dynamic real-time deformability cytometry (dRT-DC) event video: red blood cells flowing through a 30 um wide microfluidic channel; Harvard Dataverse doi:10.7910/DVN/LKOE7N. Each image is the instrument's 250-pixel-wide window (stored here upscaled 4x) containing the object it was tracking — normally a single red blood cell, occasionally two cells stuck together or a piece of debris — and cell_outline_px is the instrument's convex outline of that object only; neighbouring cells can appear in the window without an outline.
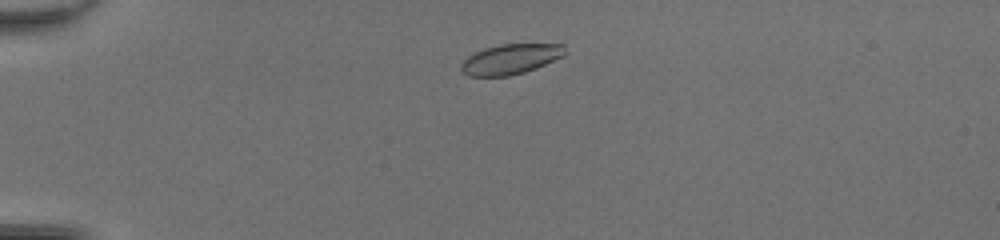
{"species": "common noctule bat (a hibernating species)", "species_latin": "Nyctalus noctula", "temperature_condition": "room temperature", "stored_images_in_passage": 42, "camera_frame_rate_fps": 3000, "um_per_image_px": 0.085, "animal": {"sex": "female", "body_mass_g": 20.0, "forearm_length_mm": 54.0}, "frame": {"image": 1, "passage_image": 6, "time_ms": 1.667, "image_size_px": [1000, 240], "cell_outline_px": [[568, 52], [564, 56], [536, 68], [524, 72], [508, 76], [468, 76], [460, 72], [460, 64], [468, 56], [484, 48], [500, 44], [564, 44]], "centroid_in_image_um": [43.4, 5.03], "position_along_channel_um": 41.6, "area_um2": 18.44}}
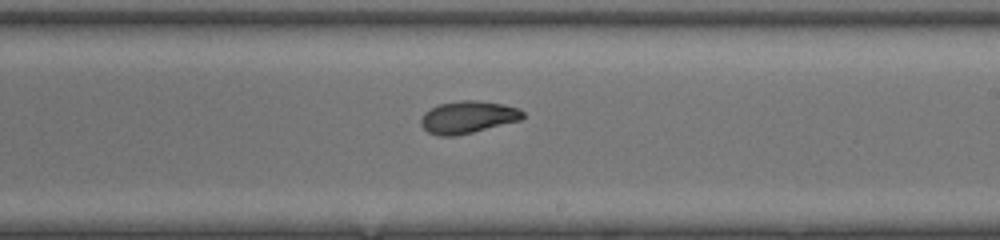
{"frame": {"image": 2, "passage_image": 24, "time_ms": 7.667, "image_size_px": [1000, 240], "cell_outline_px": [[524, 116], [520, 120], [456, 136], [440, 136], [428, 132], [420, 124], [420, 120], [424, 112], [440, 104], [460, 100], [476, 100], [504, 104], [520, 108], [524, 112]], "centroid_in_image_um": [39.77, 9.95], "position_along_channel_um": 249.2, "area_um2": 19.13}}
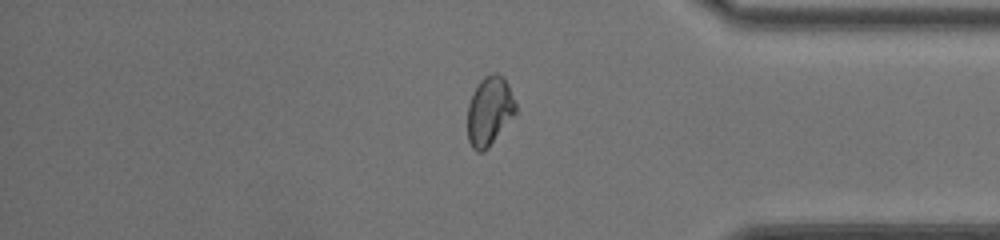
{"frame": {"image": 3, "passage_image": 35, "time_ms": 11.333, "image_size_px": [1000, 240], "cell_outline_px": [[516, 112], [488, 148], [484, 152], [476, 152], [472, 148], [468, 140], [468, 104], [480, 80], [484, 76], [492, 72], [496, 72], [504, 76], [508, 84], [516, 104]], "centroid_in_image_um": [41.6, 9.43], "position_along_channel_um": 393.6, "area_um2": 19.31}, "authors_computed_cell_mechanics": {"area_um2": 19.2763, "velocity_mm_per_s": 4.3292, "shape_relaxation_time_tau1_ms": 8.4968, "shape_relaxation_time_tau2_ms": 1.5022, "deformation_change_tau1": 0.2731, "deformation_change_tau2": 0.0619}}